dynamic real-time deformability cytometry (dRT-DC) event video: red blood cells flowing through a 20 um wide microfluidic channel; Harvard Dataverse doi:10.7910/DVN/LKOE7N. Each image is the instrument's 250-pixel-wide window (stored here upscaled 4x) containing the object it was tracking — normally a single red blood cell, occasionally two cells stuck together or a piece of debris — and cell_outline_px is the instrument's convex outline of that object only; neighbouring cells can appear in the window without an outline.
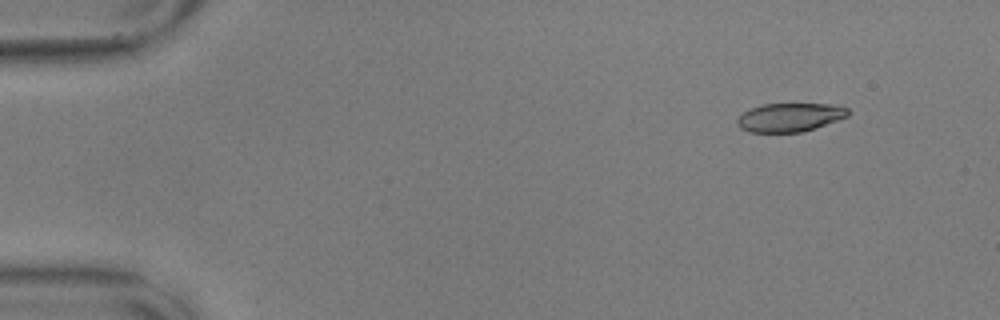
{"species": "common noctule bat (a hibernating species)", "species_latin": "Nyctalus noctula", "temperature_condition": "warm", "stored_images_in_passage": 12, "camera_frame_rate_fps": 3000, "um_per_image_px": 0.085, "animal": {"sex": "male", "body_mass_g": 17.9, "forearm_length_mm": 54.2}, "frame": {"image": 1, "passage_image": 1, "time_ms": 0.0, "image_size_px": [1000, 320], "cell_outline_px": [[848, 116], [816, 128], [800, 132], [748, 132], [740, 128], [736, 124], [736, 120], [744, 112], [752, 108], [764, 104], [832, 104], [848, 108]], "centroid_in_image_um": [67.12, 9.98], "position_along_channel_um": 17.9, "area_um2": 18.38}}